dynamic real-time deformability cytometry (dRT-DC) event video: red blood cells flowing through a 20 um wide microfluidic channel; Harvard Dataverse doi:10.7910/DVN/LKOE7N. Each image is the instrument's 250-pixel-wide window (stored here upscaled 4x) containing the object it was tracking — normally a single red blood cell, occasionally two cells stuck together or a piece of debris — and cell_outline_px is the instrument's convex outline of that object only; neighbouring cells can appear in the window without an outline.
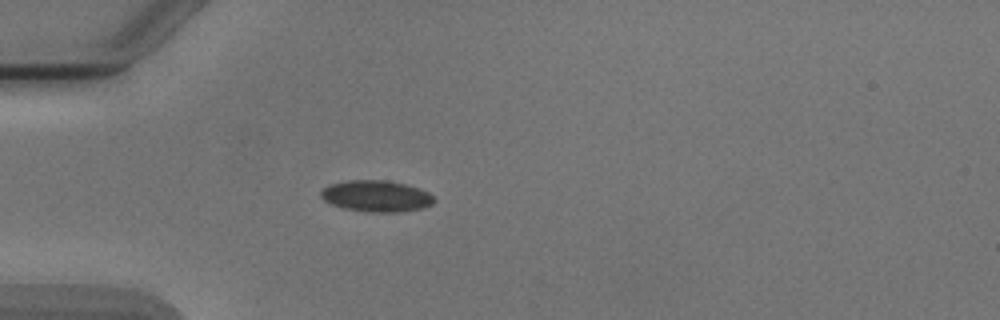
{"species": "Egyptian fruit bat (a non-hibernating species)", "species_latin": "Rousettus aegyptiacus", "temperature_condition": "cold", "stored_images_in_passage": 3, "camera_frame_rate_fps": 3000, "um_per_image_px": 0.085, "animal": {"sex": "male"}, "frame": {"image": 1, "passage_image": 3, "time_ms": 2.667, "image_size_px": [1000, 320], "cell_outline_px": [[436, 200], [432, 204], [424, 208], [400, 212], [368, 212], [344, 208], [332, 204], [324, 200], [320, 196], [320, 192], [328, 184], [348, 180], [384, 180], [404, 184], [428, 192]], "centroid_in_image_um": [31.97, 16.67], "position_along_channel_um": 53.0, "area_um2": 20.63}}